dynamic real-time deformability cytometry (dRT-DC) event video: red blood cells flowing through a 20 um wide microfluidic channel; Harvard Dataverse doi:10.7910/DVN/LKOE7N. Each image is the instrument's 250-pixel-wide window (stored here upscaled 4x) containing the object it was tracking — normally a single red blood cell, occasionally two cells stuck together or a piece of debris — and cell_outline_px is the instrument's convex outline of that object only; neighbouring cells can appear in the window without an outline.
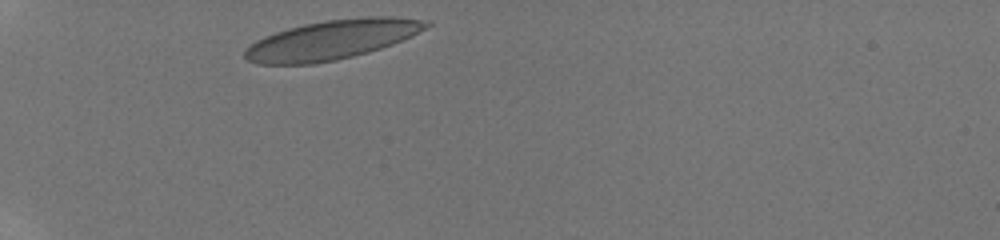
{"species": "human", "species_latin": "Homo sapiens", "temperature_condition": "room temperature", "stored_images_in_passage": 7, "camera_frame_rate_fps": 3000, "um_per_image_px": 0.085, "donor": {"sex": "male"}, "frame": {"image": 1, "passage_image": 1, "time_ms": 0.0, "image_size_px": [1000, 240], "cell_outline_px": [[432, 24], [428, 28], [392, 44], [368, 52], [336, 60], [312, 64], [260, 64], [248, 60], [244, 56], [244, 52], [256, 40], [264, 36], [288, 28], [304, 24], [324, 20], [368, 16], [392, 16], [432, 20]], "centroid_in_image_um": [28.27, 3.36], "position_along_channel_um": 56.7, "area_um2": 41.62}}
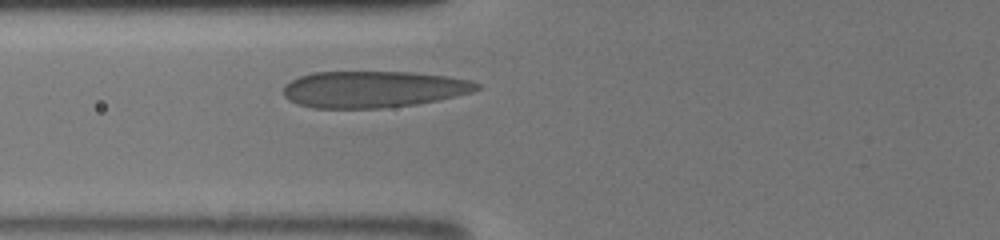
{"frame": {"image": 2, "passage_image": 4, "time_ms": 1.667, "image_size_px": [1000, 240], "cell_outline_px": [[480, 88], [472, 92], [440, 100], [416, 104], [380, 108], [312, 108], [296, 104], [288, 100], [284, 96], [284, 84], [300, 76], [312, 72], [412, 72], [448, 76], [468, 80], [480, 84]], "centroid_in_image_um": [31.71, 7.59], "position_along_channel_um": 94.1, "area_um2": 41.38}}
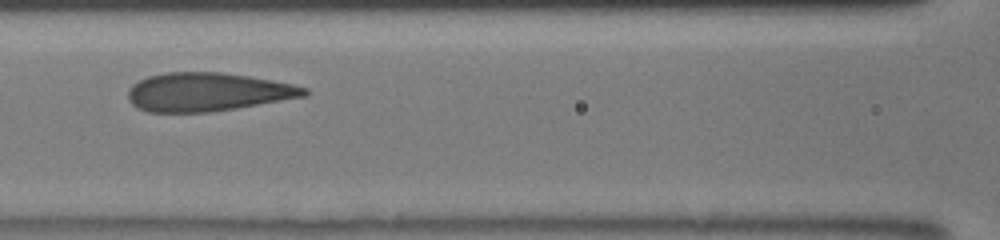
{"frame": {"image": 3, "passage_image": 6, "time_ms": 3.0, "image_size_px": [1000, 240], "cell_outline_px": [[312, 92], [308, 96], [236, 108], [208, 112], [148, 112], [136, 108], [128, 100], [128, 92], [132, 84], [148, 76], [168, 72], [224, 72], [248, 76], [292, 84], [308, 88]], "centroid_in_image_um": [17.66, 7.82], "position_along_channel_um": 148.9, "area_um2": 39.71}}